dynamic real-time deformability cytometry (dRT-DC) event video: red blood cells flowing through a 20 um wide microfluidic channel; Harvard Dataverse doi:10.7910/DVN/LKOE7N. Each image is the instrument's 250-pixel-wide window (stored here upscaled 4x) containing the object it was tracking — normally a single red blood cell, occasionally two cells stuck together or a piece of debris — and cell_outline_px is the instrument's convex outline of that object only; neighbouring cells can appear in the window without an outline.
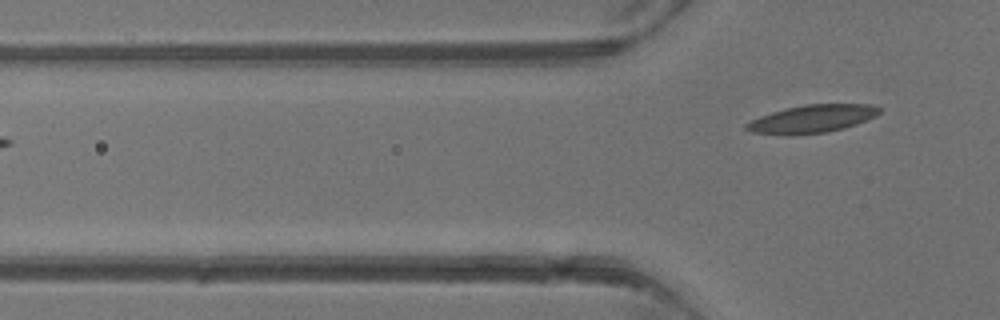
{"species": "common noctule bat (a hibernating species)", "species_latin": "Nyctalus noctula", "temperature_condition": "warm", "stored_images_in_passage": 3, "camera_frame_rate_fps": 3000, "um_per_image_px": 0.085, "animal": {"sex": "male", "body_mass_g": 13.3}, "frame": {"image": 1, "passage_image": 3, "time_ms": 2.333, "image_size_px": [1000, 320], "cell_outline_px": [[880, 112], [876, 116], [856, 124], [844, 128], [828, 132], [788, 136], [752, 132], [744, 128], [744, 124], [760, 116], [784, 108], [804, 104], [872, 104], [880, 108]], "centroid_in_image_um": [69.0, 10.11], "position_along_channel_um": 56.8, "area_um2": 21.85}}